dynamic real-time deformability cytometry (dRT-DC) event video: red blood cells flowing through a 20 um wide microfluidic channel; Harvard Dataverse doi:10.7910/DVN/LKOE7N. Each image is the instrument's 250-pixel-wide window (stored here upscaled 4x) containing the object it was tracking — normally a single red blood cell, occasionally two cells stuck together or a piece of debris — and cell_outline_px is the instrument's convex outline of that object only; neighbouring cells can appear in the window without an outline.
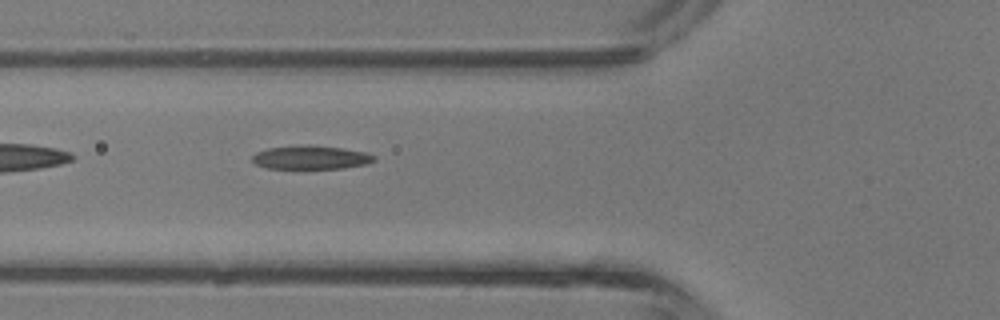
{"species": "common noctule bat (a hibernating species)", "species_latin": "Nyctalus noctula", "temperature_condition": "room temperature", "stored_images_in_passage": 5, "segment_of_instrument_passage": [2, 2], "camera_frame_rate_fps": 3000, "um_per_image_px": 0.085, "animal": {"sex": "male", "body_mass_g": 13.3}, "frame": {"image": 1, "passage_image": 5, "time_ms": 1.333, "image_size_px": [1000, 320], "cell_outline_px": [[376, 160], [364, 164], [344, 168], [264, 168], [256, 164], [252, 160], [252, 156], [256, 152], [268, 148], [300, 144], [308, 144], [344, 148], [364, 152], [376, 156]], "centroid_in_image_um": [26.4, 13.36], "position_along_channel_um": 99.4, "area_um2": 16.88}}